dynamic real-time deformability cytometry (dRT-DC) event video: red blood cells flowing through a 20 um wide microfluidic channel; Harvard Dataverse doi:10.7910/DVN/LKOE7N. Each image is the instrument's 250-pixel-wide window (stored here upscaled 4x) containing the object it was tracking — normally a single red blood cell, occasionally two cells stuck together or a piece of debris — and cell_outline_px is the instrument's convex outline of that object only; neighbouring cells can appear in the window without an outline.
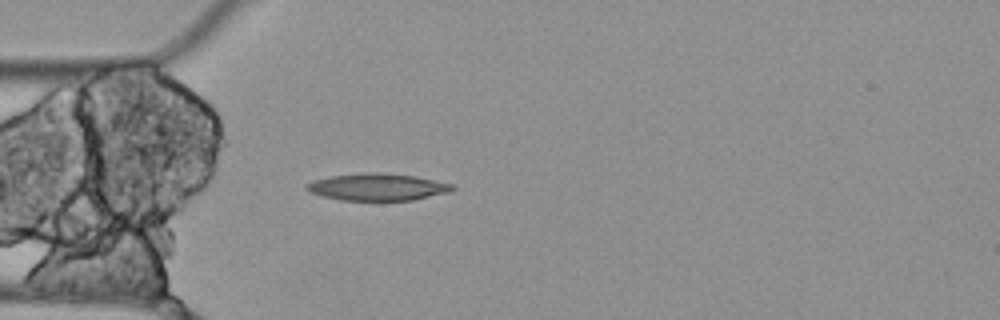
{"species": "Egyptian fruit bat (a non-hibernating species)", "species_latin": "Rousettus aegyptiacus", "temperature_condition": "cold", "stored_images_in_passage": 5, "camera_frame_rate_fps": 3000, "um_per_image_px": 0.085, "animal": {"sex": "female"}, "frame": {"image": 1, "passage_image": 5, "time_ms": 1.333, "image_size_px": [1000, 320], "cell_outline_px": [[456, 188], [448, 192], [412, 200], [340, 200], [308, 192], [304, 188], [304, 184], [312, 180], [328, 176], [364, 172], [380, 172], [416, 176], [452, 184]], "centroid_in_image_um": [32.01, 15.88], "position_along_channel_um": 53.0, "area_um2": 23.12}}